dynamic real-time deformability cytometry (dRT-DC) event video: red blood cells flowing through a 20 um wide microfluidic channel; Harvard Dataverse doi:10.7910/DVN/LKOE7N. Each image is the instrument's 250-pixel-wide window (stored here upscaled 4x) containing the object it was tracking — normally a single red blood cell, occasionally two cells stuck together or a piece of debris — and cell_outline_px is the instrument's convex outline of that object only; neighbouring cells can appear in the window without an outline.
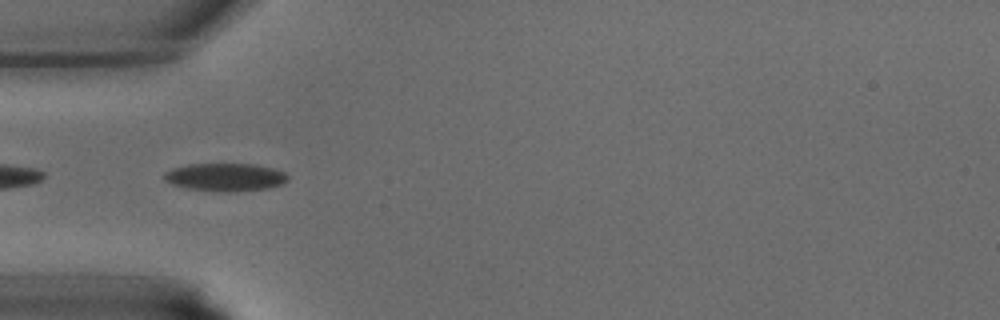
{"species": "common noctule bat (a hibernating species)", "species_latin": "Nyctalus noctula", "temperature_condition": "warm", "stored_images_in_passage": 21, "segment_of_instrument_passage": [2, 2], "camera_frame_rate_fps": 3000, "um_per_image_px": 0.085, "animal": {"sex": "male", "body_mass_g": 15.6}, "frame": {"image": 1, "passage_image": 12, "time_ms": 3.667, "image_size_px": [1000, 320], "cell_outline_px": [[288, 180], [280, 184], [268, 188], [232, 192], [224, 192], [188, 188], [172, 184], [164, 180], [164, 172], [172, 168], [188, 164], [256, 164], [276, 168], [284, 172], [288, 176]], "centroid_in_image_um": [19.16, 15.05], "position_along_channel_um": 65.8, "area_um2": 20.17}}
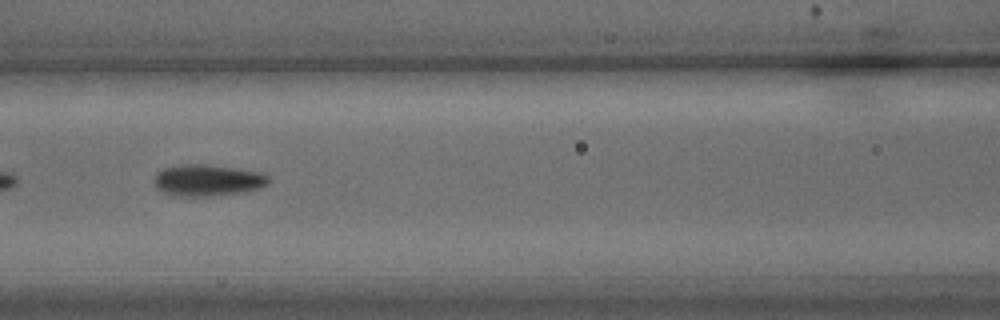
{"frame": {"image": 2, "passage_image": 17, "time_ms": 5.333, "image_size_px": [1000, 320], "cell_outline_px": [[268, 184], [260, 188], [244, 192], [208, 196], [172, 196], [156, 188], [152, 180], [156, 172], [164, 168], [180, 164], [208, 164], [264, 172], [268, 176]], "centroid_in_image_um": [17.62, 15.31], "position_along_channel_um": 149.0, "area_um2": 21.39}}
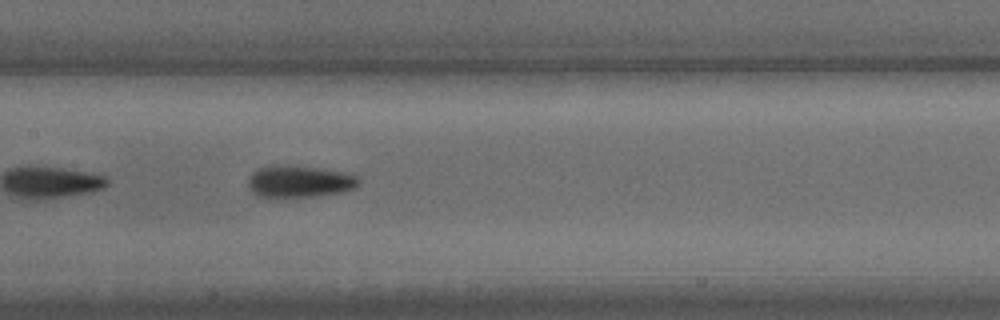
{"frame": {"image": 3, "passage_image": 19, "time_ms": 6.0, "image_size_px": [1000, 320], "cell_outline_px": [[360, 184], [356, 188], [336, 192], [312, 196], [284, 200], [256, 196], [248, 184], [248, 176], [252, 172], [260, 168], [276, 164], [284, 164], [316, 168], [340, 172], [356, 176], [360, 180]], "centroid_in_image_um": [25.36, 15.45], "position_along_channel_um": 182.0, "area_um2": 20.92}}